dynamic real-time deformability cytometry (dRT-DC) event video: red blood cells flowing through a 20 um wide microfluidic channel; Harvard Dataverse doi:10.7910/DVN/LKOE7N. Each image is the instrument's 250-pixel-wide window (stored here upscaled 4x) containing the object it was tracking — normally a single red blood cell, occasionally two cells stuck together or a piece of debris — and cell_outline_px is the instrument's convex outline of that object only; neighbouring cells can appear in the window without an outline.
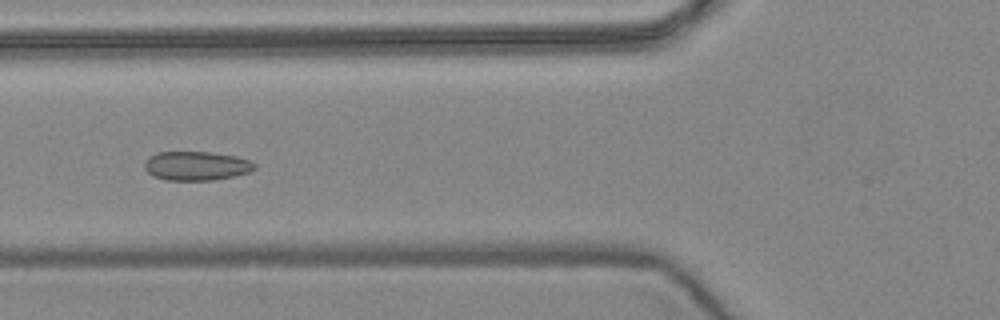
{"species": "common noctule bat (a hibernating species)", "species_latin": "Nyctalus noctula", "temperature_condition": "warm", "stored_images_in_passage": 8, "camera_frame_rate_fps": 3000, "um_per_image_px": 0.085, "animal": {"sex": "female", "body_mass_g": 24.6, "forearm_length_mm": 56.2}, "frame": {"image": 1, "passage_image": 7, "time_ms": 2.0, "image_size_px": [1000, 320], "cell_outline_px": [[256, 168], [252, 172], [236, 176], [212, 180], [164, 180], [152, 176], [144, 168], [144, 160], [148, 156], [156, 152], [212, 152], [236, 156], [248, 160], [256, 164]], "centroid_in_image_um": [16.68, 14.1], "position_along_channel_um": 109.1, "area_um2": 18.96}}
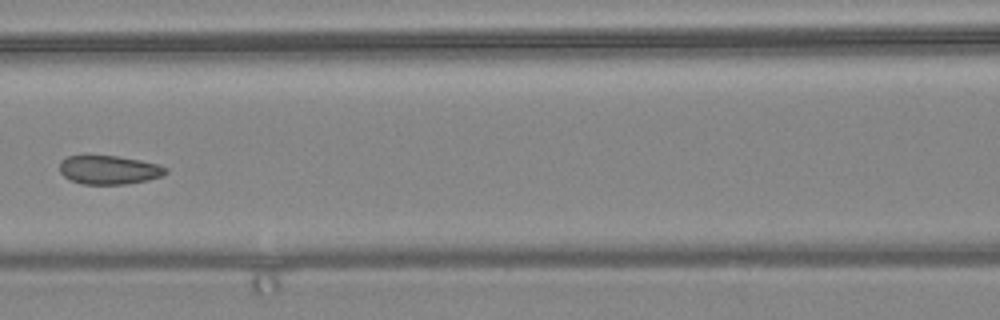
{"frame": {"image": 2, "passage_image": 8, "time_ms": 2.333, "image_size_px": [1000, 320], "cell_outline_px": [[168, 172], [164, 176], [148, 180], [124, 184], [80, 184], [64, 176], [60, 172], [60, 160], [68, 156], [116, 156], [140, 160], [160, 164], [168, 168]], "centroid_in_image_um": [9.31, 14.44], "position_along_channel_um": 157.3, "area_um2": 17.86}}